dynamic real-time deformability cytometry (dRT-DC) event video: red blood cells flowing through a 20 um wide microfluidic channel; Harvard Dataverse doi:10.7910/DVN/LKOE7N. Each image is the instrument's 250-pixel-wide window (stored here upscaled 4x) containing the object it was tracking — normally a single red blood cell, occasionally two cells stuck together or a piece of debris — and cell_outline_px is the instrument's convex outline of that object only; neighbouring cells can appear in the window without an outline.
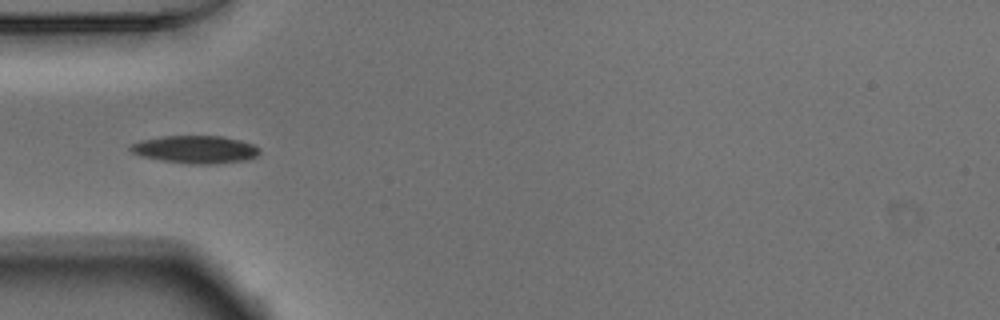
{"species": "Egyptian fruit bat (a non-hibernating species)", "species_latin": "Rousettus aegyptiacus", "temperature_condition": "warm", "stored_images_in_passage": 10, "camera_frame_rate_fps": 3000, "um_per_image_px": 0.085, "animal": {"sex": "male"}, "frame": {"image": 1, "passage_image": 4, "time_ms": 1.0, "image_size_px": [1000, 320], "cell_outline_px": [[260, 152], [256, 156], [244, 160], [212, 164], [192, 164], [164, 160], [140, 156], [132, 152], [128, 148], [132, 144], [140, 140], [164, 136], [220, 136], [240, 140], [252, 144], [260, 148]], "centroid_in_image_um": [16.6, 12.7], "position_along_channel_um": 68.4, "area_um2": 20.63}}
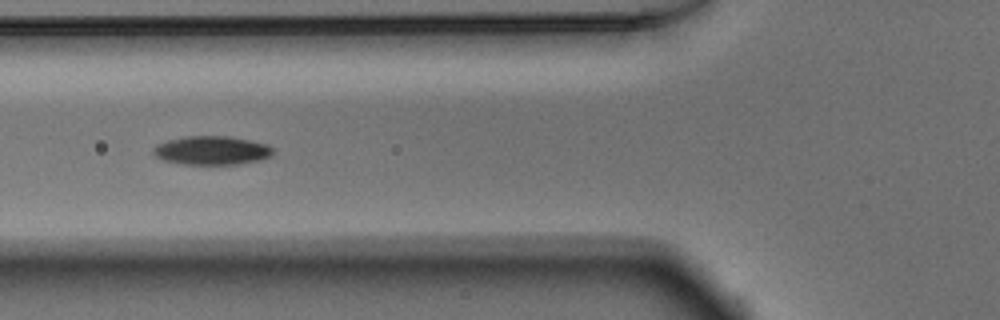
{"frame": {"image": 2, "passage_image": 7, "time_ms": 2.0, "image_size_px": [1000, 320], "cell_outline_px": [[272, 156], [260, 160], [240, 164], [184, 164], [164, 160], [156, 156], [152, 152], [152, 148], [156, 144], [168, 140], [184, 136], [232, 136], [252, 140], [268, 144], [272, 148]], "centroid_in_image_um": [18.01, 12.77], "position_along_channel_um": 107.8, "area_um2": 20.23}}